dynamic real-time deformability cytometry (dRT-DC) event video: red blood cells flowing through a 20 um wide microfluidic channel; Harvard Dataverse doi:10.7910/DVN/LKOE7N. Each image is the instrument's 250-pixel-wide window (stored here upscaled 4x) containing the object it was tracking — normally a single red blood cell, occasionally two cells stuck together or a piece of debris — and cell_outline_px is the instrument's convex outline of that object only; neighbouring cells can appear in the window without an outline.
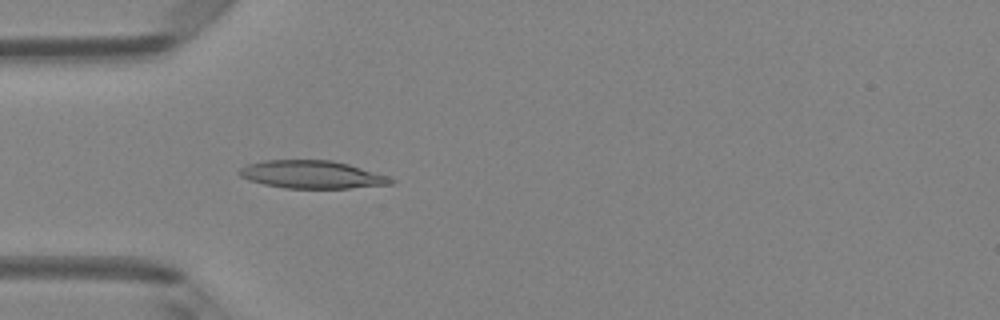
{"species": "Egyptian fruit bat (a non-hibernating species)", "species_latin": "Rousettus aegyptiacus", "temperature_condition": "room temperature", "stored_images_in_passage": 4, "camera_frame_rate_fps": 3000, "um_per_image_px": 0.085, "animal": {"sex": "female"}, "frame": {"image": 1, "passage_image": 4, "time_ms": 1.0, "image_size_px": [1000, 320], "cell_outline_px": [[396, 180], [392, 184], [348, 188], [284, 188], [264, 184], [248, 180], [240, 176], [236, 172], [240, 168], [248, 164], [264, 160], [332, 160], [348, 164], [388, 176]], "centroid_in_image_um": [26.48, 14.83], "position_along_channel_um": 58.5, "area_um2": 24.57}}